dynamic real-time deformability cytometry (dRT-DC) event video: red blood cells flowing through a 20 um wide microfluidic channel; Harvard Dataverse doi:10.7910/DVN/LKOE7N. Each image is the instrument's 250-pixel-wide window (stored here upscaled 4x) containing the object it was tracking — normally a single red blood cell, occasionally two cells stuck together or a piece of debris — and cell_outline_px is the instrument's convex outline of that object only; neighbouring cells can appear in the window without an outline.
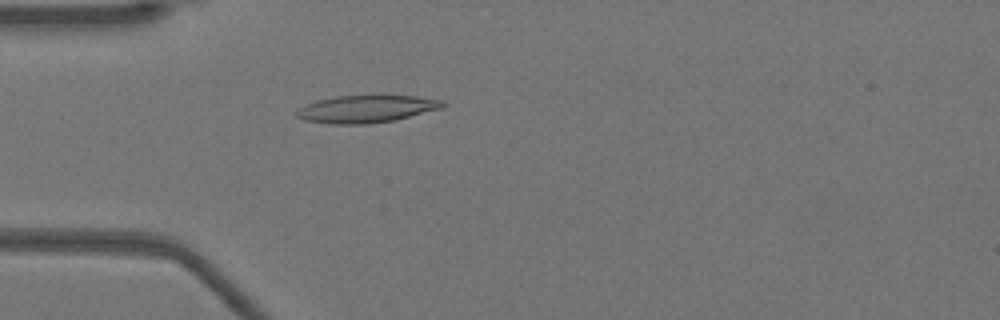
{"species": "Egyptian fruit bat (a non-hibernating species)", "species_latin": "Rousettus aegyptiacus", "temperature_condition": "warm", "stored_images_in_passage": 38, "camera_frame_rate_fps": 3000, "um_per_image_px": 0.085, "animal": {"sex": "female"}, "frame": {"image": 1, "passage_image": 1, "time_ms": 0.0, "image_size_px": [1000, 320], "cell_outline_px": [[444, 104], [440, 108], [396, 120], [368, 124], [328, 124], [304, 120], [296, 116], [296, 112], [300, 108], [308, 104], [320, 100], [336, 96], [416, 96], [444, 100]], "centroid_in_image_um": [31.14, 9.27], "position_along_channel_um": 53.9, "area_um2": 23.0}}
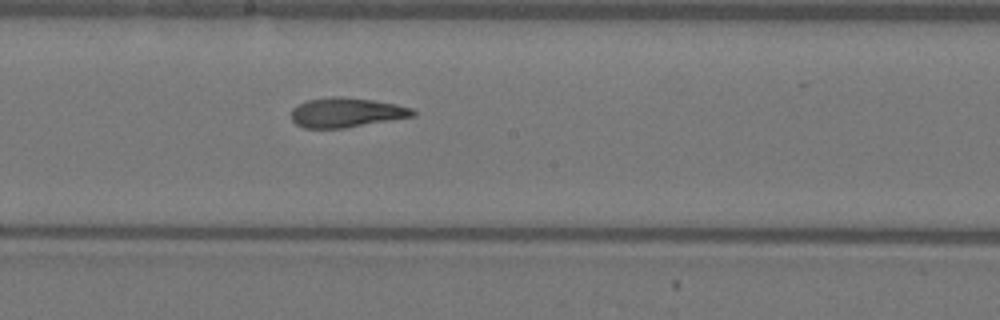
{"frame": {"image": 2, "passage_image": 14, "time_ms": 4.333, "image_size_px": [1000, 320], "cell_outline_px": [[416, 116], [344, 128], [304, 128], [296, 124], [292, 120], [292, 108], [296, 104], [308, 100], [332, 96], [336, 96], [372, 100], [396, 104], [412, 108], [416, 112]], "centroid_in_image_um": [29.43, 9.56], "position_along_channel_um": 218.8, "area_um2": 20.98}}
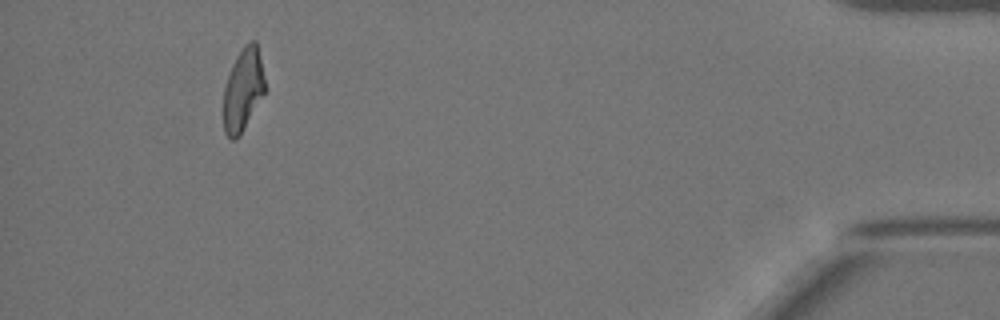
{"frame": {"image": 3, "passage_image": 34, "time_ms": 11.0, "image_size_px": [1000, 320], "cell_outline_px": [[264, 92], [240, 136], [236, 140], [232, 140], [224, 132], [224, 88], [232, 64], [236, 56], [244, 44], [252, 40], [256, 40], [264, 80]], "centroid_in_image_um": [20.63, 7.63], "position_along_channel_um": 414.6, "area_um2": 19.59}, "authors_computed_cell_mechanics": {"area_um2": 20.9814, "velocity_mm_per_s": 3.9432, "shape_relaxation_time_tau1_ms": 6.8006, "shape_relaxation_time_tau2_ms": 2.0953, "deformation_change_tau1": 0.2539, "deformation_change_tau2": 0.1101}}